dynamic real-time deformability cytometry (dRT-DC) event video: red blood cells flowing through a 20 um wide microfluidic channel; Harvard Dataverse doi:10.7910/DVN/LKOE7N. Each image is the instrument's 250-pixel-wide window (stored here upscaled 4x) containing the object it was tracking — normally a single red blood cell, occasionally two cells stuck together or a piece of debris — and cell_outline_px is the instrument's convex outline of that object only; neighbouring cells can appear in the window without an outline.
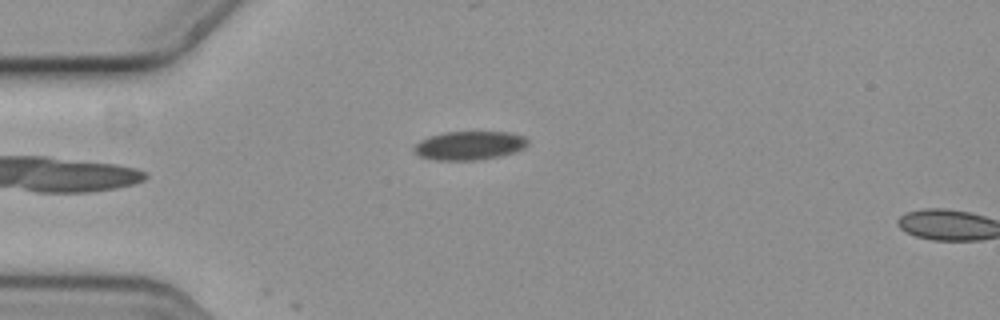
{"species": "common noctule bat (a hibernating species)", "species_latin": "Nyctalus noctula", "temperature_condition": "cold", "stored_images_in_passage": 4, "camera_frame_rate_fps": 3000, "um_per_image_px": 0.085, "animal": {"sex": "female", "body_mass_g": 19.3, "forearm_length_mm": 54.1}, "frame": {"image": 1, "passage_image": 4, "time_ms": 1.0, "image_size_px": [1000, 320], "cell_outline_px": [[528, 144], [524, 148], [516, 152], [500, 156], [476, 160], [432, 160], [420, 156], [412, 148], [420, 140], [428, 136], [444, 132], [512, 132], [524, 136], [528, 140]], "centroid_in_image_um": [39.91, 12.36], "position_along_channel_um": 45.1, "area_um2": 19.19}}